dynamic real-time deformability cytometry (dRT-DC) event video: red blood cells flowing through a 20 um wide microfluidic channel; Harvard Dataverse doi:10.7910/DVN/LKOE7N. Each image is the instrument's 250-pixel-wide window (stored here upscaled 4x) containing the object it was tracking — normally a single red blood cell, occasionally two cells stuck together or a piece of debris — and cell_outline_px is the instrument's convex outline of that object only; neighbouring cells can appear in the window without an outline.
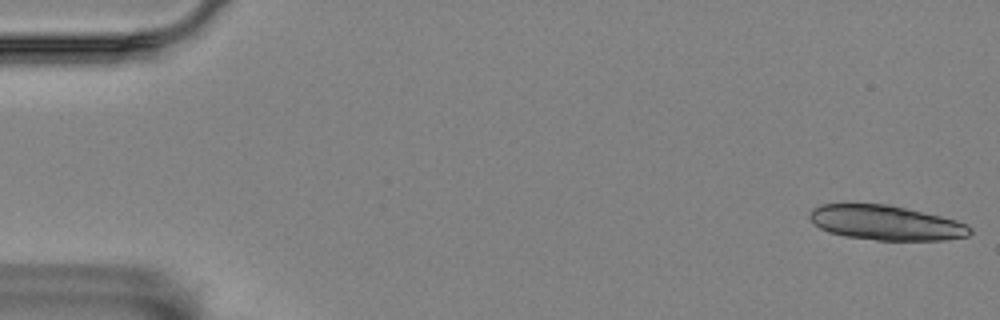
{"species": "Egyptian fruit bat (a non-hibernating species)", "species_latin": "Rousettus aegyptiacus", "temperature_condition": "room temperature", "stored_images_in_passage": 7, "segment_of_instrument_passage": [1, 2], "camera_frame_rate_fps": 3000, "um_per_image_px": 0.085, "animal": {"sex": "female"}, "frame": {"image": 1, "passage_image": 1, "time_ms": 0.0, "image_size_px": [1000, 320], "cell_outline_px": [[972, 232], [968, 236], [944, 240], [876, 240], [844, 236], [828, 232], [820, 228], [808, 216], [812, 208], [820, 204], [888, 204], [940, 216], [956, 220], [968, 224], [972, 228]], "centroid_in_image_um": [75.31, 18.94], "position_along_channel_um": 9.7, "area_um2": 32.43}}